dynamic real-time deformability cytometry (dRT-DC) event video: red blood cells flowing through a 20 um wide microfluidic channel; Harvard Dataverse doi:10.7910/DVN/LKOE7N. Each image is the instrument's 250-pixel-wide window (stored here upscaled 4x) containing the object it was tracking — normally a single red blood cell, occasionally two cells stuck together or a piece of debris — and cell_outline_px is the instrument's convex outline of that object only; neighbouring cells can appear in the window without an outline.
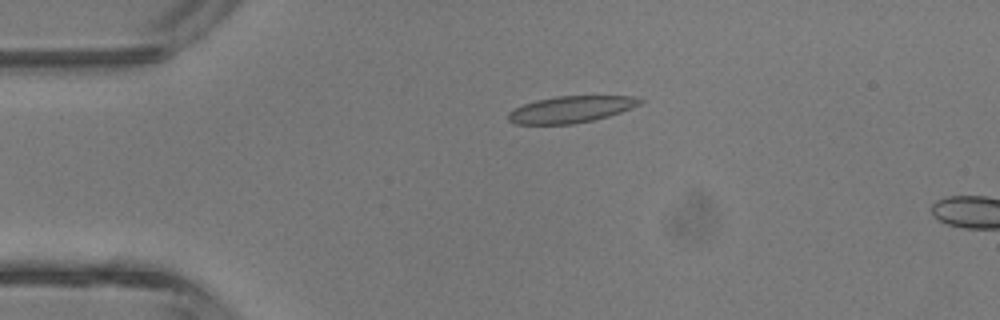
{"species": "common noctule bat (a hibernating species)", "species_latin": "Nyctalus noctula", "temperature_condition": "room temperature", "stored_images_in_passage": 3, "camera_frame_rate_fps": 3000, "um_per_image_px": 0.085, "animal": {"sex": "male", "body_mass_g": 13.3}, "frame": {"image": 1, "passage_image": 2, "time_ms": 1.333, "image_size_px": [1000, 320], "cell_outline_px": [[644, 100], [640, 104], [620, 112], [608, 116], [592, 120], [572, 124], [516, 124], [508, 120], [508, 112], [512, 108], [536, 100], [556, 96], [640, 96]], "centroid_in_image_um": [48.52, 9.29], "position_along_channel_um": 36.5, "area_um2": 20.46}}